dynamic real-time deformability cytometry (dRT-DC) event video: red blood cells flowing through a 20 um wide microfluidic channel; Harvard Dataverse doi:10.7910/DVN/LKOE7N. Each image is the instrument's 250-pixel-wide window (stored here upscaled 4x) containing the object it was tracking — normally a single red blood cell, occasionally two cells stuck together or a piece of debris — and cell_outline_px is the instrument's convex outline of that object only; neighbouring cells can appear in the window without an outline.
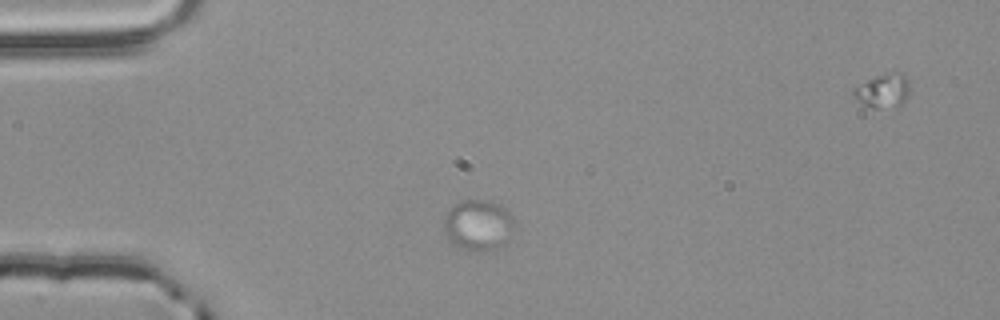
{"species": "common noctule bat (a hibernating species)", "species_latin": "Nyctalus noctula", "temperature_condition": "room temperature", "stored_images_in_passage": 2, "camera_frame_rate_fps": 3000, "um_per_image_px": 0.085, "animal": {"sex": "male", "body_mass_g": 20.4}, "frame": {"image": 1, "passage_image": 1, "time_ms": 0.0, "image_size_px": [1000, 320], "cell_outline_px": [[516, 224], [508, 240], [496, 248], [484, 252], [480, 252], [464, 248], [456, 244], [448, 236], [444, 228], [444, 220], [448, 212], [456, 204], [464, 200], [484, 200], [500, 204], [512, 216]], "centroid_in_image_um": [40.71, 19.13], "position_along_channel_um": 44.3, "area_um2": 20.46}}